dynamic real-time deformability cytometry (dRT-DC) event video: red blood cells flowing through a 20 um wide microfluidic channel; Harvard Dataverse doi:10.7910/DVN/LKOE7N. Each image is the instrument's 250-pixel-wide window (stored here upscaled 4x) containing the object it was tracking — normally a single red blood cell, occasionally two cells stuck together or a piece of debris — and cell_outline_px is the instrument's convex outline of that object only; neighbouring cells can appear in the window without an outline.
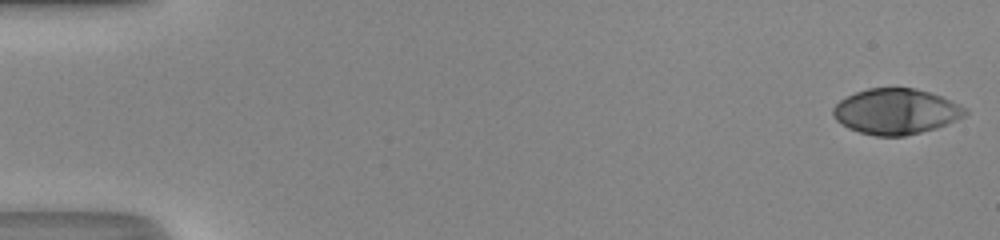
{"species": "human", "species_latin": "Homo sapiens", "temperature_condition": "room temperature", "stored_images_in_passage": 49, "camera_frame_rate_fps": 3000, "um_per_image_px": 0.085, "donor": {"sex": "male"}, "frame": {"image": 1, "passage_image": 1, "time_ms": 0.0, "image_size_px": [1000, 240], "cell_outline_px": [[968, 112], [964, 116], [936, 128], [904, 136], [876, 136], [860, 132], [848, 128], [836, 120], [832, 112], [832, 108], [840, 100], [856, 92], [868, 88], [916, 88], [940, 96], [964, 108]], "centroid_in_image_um": [76.11, 9.48], "position_along_channel_um": 8.9, "area_um2": 34.62}}
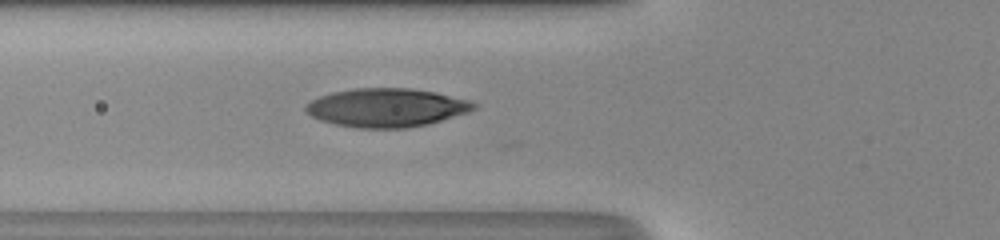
{"frame": {"image": 2, "passage_image": 19, "time_ms": 6.0, "image_size_px": [1000, 240], "cell_outline_px": [[476, 108], [468, 112], [428, 124], [408, 128], [356, 128], [336, 124], [320, 120], [304, 112], [304, 104], [320, 96], [332, 92], [356, 88], [412, 88], [436, 92], [472, 100], [476, 104]], "centroid_in_image_um": [32.85, 9.14], "position_along_channel_um": 92.9, "area_um2": 38.03}}
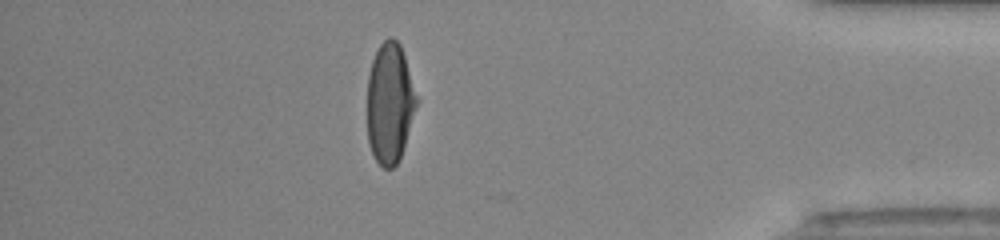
{"frame": {"image": 3, "passage_image": 43, "time_ms": 14.0, "image_size_px": [1000, 240], "cell_outline_px": [[420, 100], [400, 156], [396, 164], [392, 168], [384, 168], [376, 160], [368, 144], [368, 76], [372, 60], [380, 44], [388, 36], [392, 36], [400, 44]], "centroid_in_image_um": [33.15, 8.73], "position_along_channel_um": 402.0, "area_um2": 34.85}, "authors_computed_cell_mechanics": {"area_um2": 36.414, "velocity_mm_per_s": 4.3439, "shape_relaxation_time_tau1_ms": 4.9896, "shape_relaxation_time_tau2_ms": 0.6137, "deformation_change_tau1": 0.2475, "deformation_change_tau2": 0.0525}}